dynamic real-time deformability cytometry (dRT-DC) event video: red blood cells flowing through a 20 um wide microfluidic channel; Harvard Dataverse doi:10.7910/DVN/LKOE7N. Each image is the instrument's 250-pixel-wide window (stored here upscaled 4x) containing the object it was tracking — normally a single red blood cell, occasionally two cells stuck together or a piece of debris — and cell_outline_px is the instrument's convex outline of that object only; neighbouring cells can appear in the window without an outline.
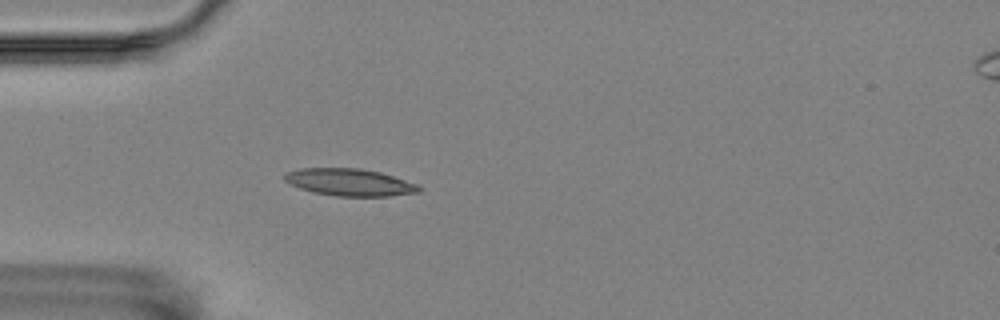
{"species": "Egyptian fruit bat (a non-hibernating species)", "species_latin": "Rousettus aegyptiacus", "temperature_condition": "room temperature", "stored_images_in_passage": 42, "camera_frame_rate_fps": 3000, "um_per_image_px": 0.085, "animal": {"sex": "female"}, "frame": {"image": 1, "passage_image": 2, "time_ms": 0.333, "image_size_px": [1000, 320], "cell_outline_px": [[420, 192], [388, 196], [336, 196], [312, 192], [300, 188], [284, 180], [284, 176], [288, 172], [300, 168], [360, 168], [380, 172], [416, 184], [420, 188]], "centroid_in_image_um": [29.7, 15.49], "position_along_channel_um": 55.3, "area_um2": 21.04}}
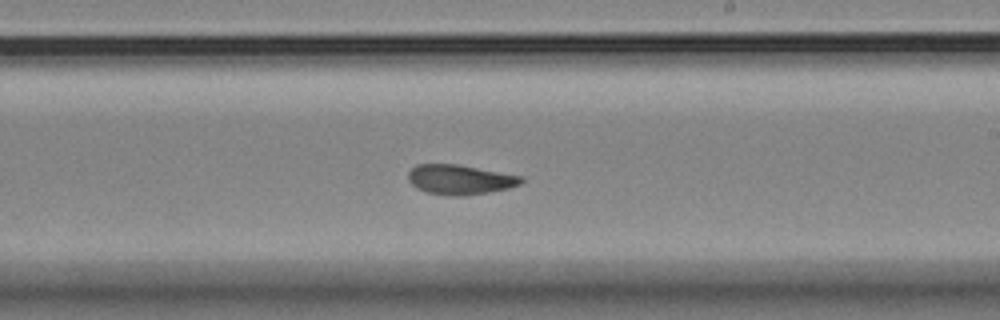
{"frame": {"image": 2, "passage_image": 19, "time_ms": 6.0, "image_size_px": [1000, 320], "cell_outline_px": [[524, 180], [520, 184], [508, 188], [488, 192], [464, 196], [452, 196], [428, 192], [416, 188], [408, 180], [408, 172], [416, 164], [456, 164], [524, 176]], "centroid_in_image_um": [39.1, 15.26], "position_along_channel_um": 249.9, "area_um2": 19.59}}
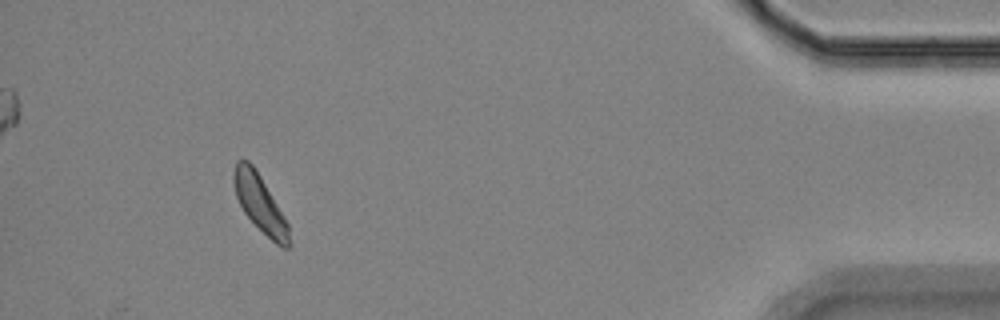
{"frame": {"image": 3, "passage_image": 38, "time_ms": 12.333, "image_size_px": [1000, 320], "cell_outline_px": [[292, 248], [284, 248], [276, 244], [244, 212], [236, 196], [232, 180], [232, 172], [236, 160], [248, 160], [252, 164], [260, 176], [284, 216], [288, 224], [292, 244]], "centroid_in_image_um": [22.1, 17.29], "position_along_channel_um": 413.1, "area_um2": 18.21}, "authors_computed_cell_mechanics": {"area_um2": 19.4786, "velocity_mm_per_s": 3.5077, "shape_relaxation_time_tau1_ms": null, "shape_relaxation_time_tau2_ms": 2.8032, "deformation_change_tau1": null, "deformation_change_tau2": 0.0847}}